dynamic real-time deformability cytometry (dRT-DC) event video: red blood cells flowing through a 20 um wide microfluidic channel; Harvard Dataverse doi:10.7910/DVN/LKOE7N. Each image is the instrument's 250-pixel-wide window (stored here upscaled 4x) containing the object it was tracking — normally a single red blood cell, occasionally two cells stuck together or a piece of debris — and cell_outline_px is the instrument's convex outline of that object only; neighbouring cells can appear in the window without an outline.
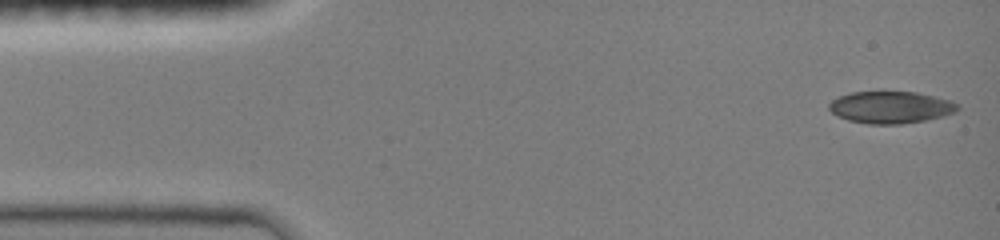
{"species": "common noctule bat (a hibernating species)", "species_latin": "Nyctalus noctula", "temperature_condition": "room temperature", "stored_images_in_passage": 46, "camera_frame_rate_fps": 3000, "um_per_image_px": 0.085, "animal": {"sex": "female", "body_mass_g": 19.0, "forearm_length_mm": 51.5}, "frame": {"image": 1, "passage_image": 1, "time_ms": 0.0, "image_size_px": [1000, 240], "cell_outline_px": [[960, 108], [956, 112], [924, 120], [900, 124], [868, 124], [848, 120], [836, 116], [828, 108], [828, 104], [832, 100], [840, 96], [852, 92], [916, 92], [936, 96], [952, 100], [960, 104]], "centroid_in_image_um": [75.72, 9.12], "position_along_channel_um": 9.3, "area_um2": 24.04}}
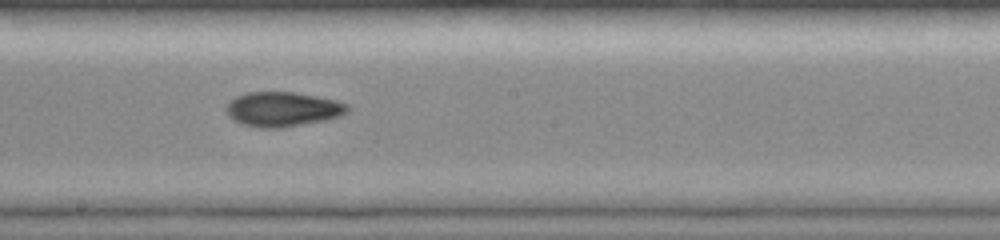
{"frame": {"image": 2, "passage_image": 25, "time_ms": 8.0, "image_size_px": [1000, 240], "cell_outline_px": [[352, 108], [348, 112], [340, 116], [324, 120], [280, 128], [260, 128], [244, 124], [232, 120], [228, 116], [224, 108], [236, 96], [248, 92], [292, 92], [316, 96], [336, 100], [352, 104]], "centroid_in_image_um": [24.06, 9.28], "position_along_channel_um": 224.1, "area_um2": 24.62}}
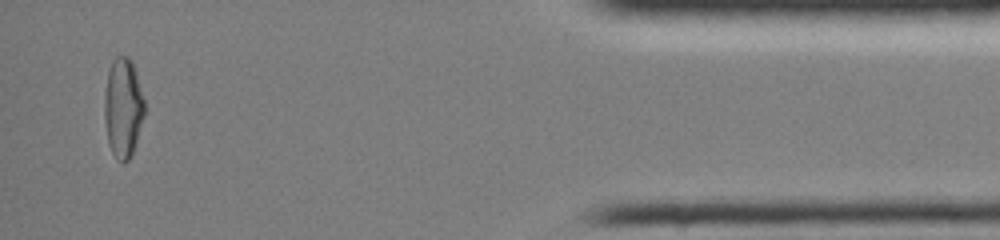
{"frame": {"image": 3, "passage_image": 44, "time_ms": 14.333, "image_size_px": [1000, 240], "cell_outline_px": [[144, 116], [136, 144], [132, 156], [124, 164], [112, 152], [108, 144], [104, 120], [104, 96], [108, 72], [112, 60], [116, 56], [128, 56], [132, 60], [144, 100]], "centroid_in_image_um": [10.45, 9.17], "position_along_channel_um": 424.7, "area_um2": 23.41}, "authors_computed_cell_mechanics": {"area_um2": 23.8714, "velocity_mm_per_s": 4.0588, "shape_relaxation_time_tau1_ms": null, "shape_relaxation_time_tau2_ms": 3.2362, "deformation_change_tau1": null, "deformation_change_tau2": 0.0628}}